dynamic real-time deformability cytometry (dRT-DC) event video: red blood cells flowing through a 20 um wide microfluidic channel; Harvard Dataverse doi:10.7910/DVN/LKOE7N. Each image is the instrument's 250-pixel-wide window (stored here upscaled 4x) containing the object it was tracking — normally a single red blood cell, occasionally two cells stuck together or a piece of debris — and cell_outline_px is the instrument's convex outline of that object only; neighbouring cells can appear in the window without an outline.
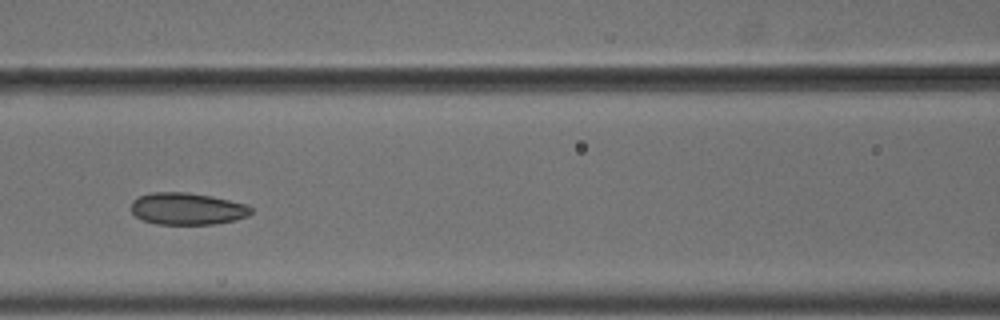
{"species": "common noctule bat (a hibernating species)", "species_latin": "Nyctalus noctula", "temperature_condition": "cold", "stored_images_in_passage": 11, "camera_frame_rate_fps": 3000, "um_per_image_px": 0.085, "animal": {"sex": "male", "body_mass_g": 18.8}, "frame": {"image": 1, "passage_image": 4, "time_ms": 1.0, "image_size_px": [1000, 320], "cell_outline_px": [[252, 212], [248, 216], [236, 220], [216, 224], [156, 224], [144, 220], [136, 216], [132, 212], [132, 200], [140, 196], [152, 192], [188, 192], [212, 196], [248, 204], [252, 208]], "centroid_in_image_um": [15.96, 17.74], "position_along_channel_um": 150.6, "area_um2": 22.48}}
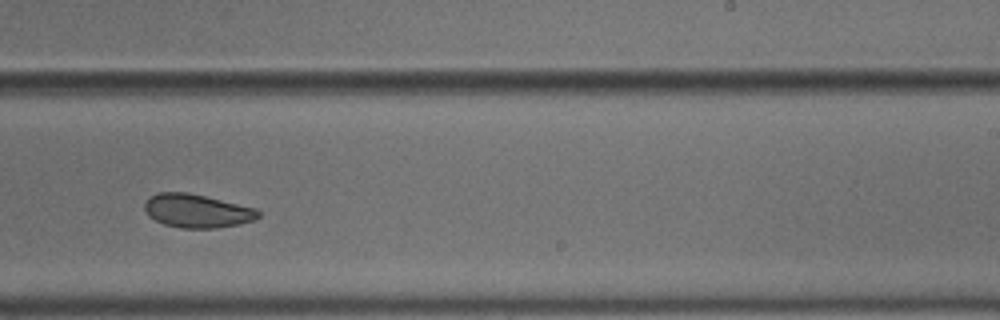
{"frame": {"image": 2, "passage_image": 7, "time_ms": 2.0, "image_size_px": [1000, 320], "cell_outline_px": [[260, 216], [252, 220], [240, 224], [216, 228], [180, 228], [164, 224], [148, 216], [144, 208], [144, 204], [152, 196], [160, 192], [188, 192], [256, 208], [260, 212]], "centroid_in_image_um": [16.75, 17.93], "position_along_channel_um": 272.3, "area_um2": 22.08}}
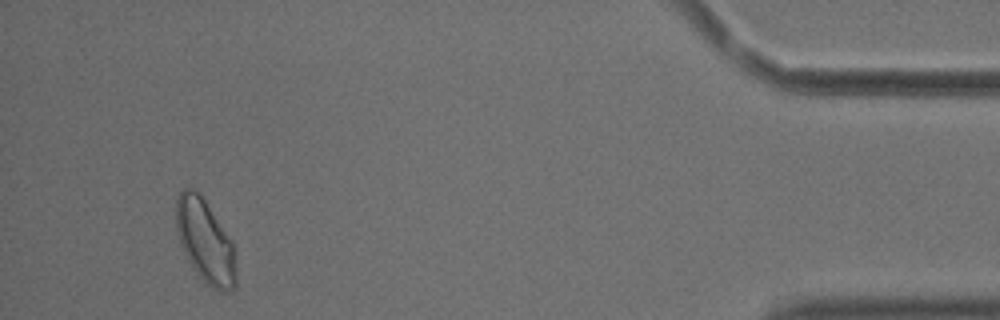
{"frame": {"image": 3, "passage_image": 11, "time_ms": 3.333, "image_size_px": [1000, 320], "cell_outline_px": [[236, 284], [232, 288], [224, 292], [220, 292], [212, 288], [192, 268], [188, 260], [180, 240], [176, 228], [176, 196], [184, 188], [192, 188], [204, 200], [232, 240], [236, 264]], "centroid_in_image_um": [17.45, 20.52], "position_along_channel_um": 417.8, "area_um2": 28.67}}